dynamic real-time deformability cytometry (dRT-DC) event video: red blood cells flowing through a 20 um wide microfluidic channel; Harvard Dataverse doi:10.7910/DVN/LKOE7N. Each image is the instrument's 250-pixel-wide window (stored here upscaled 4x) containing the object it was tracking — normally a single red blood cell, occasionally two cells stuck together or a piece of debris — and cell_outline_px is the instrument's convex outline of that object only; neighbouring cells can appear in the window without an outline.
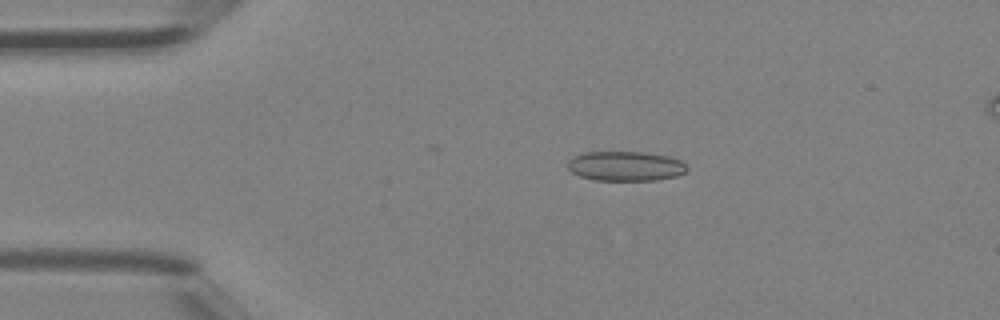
{"species": "Egyptian fruit bat (a non-hibernating species)", "species_latin": "Rousettus aegyptiacus", "temperature_condition": "room temperature", "stored_images_in_passage": 45, "camera_frame_rate_fps": 3000, "um_per_image_px": 0.085, "animal": {"sex": "female"}, "frame": {"image": 1, "passage_image": 9, "time_ms": 2.667, "image_size_px": [1000, 320], "cell_outline_px": [[688, 168], [684, 172], [672, 176], [652, 180], [596, 180], [580, 176], [572, 172], [568, 168], [568, 164], [576, 156], [588, 152], [636, 152], [664, 156], [676, 160], [684, 164]], "centroid_in_image_um": [53.12, 14.13], "position_along_channel_um": 31.9, "area_um2": 19.77}}
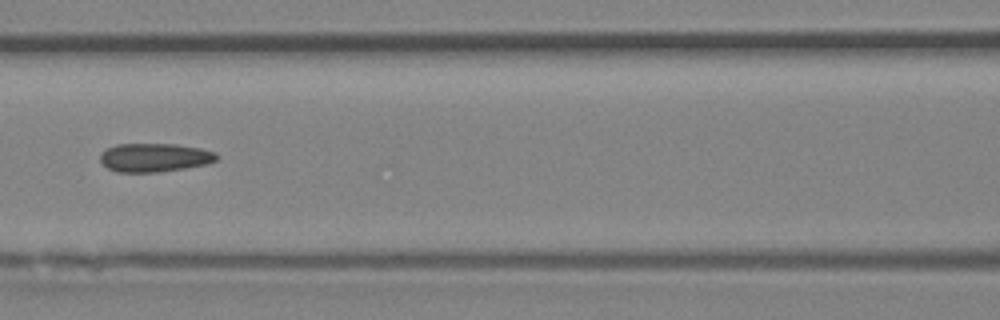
{"frame": {"image": 2, "passage_image": 20, "time_ms": 6.333, "image_size_px": [1000, 320], "cell_outline_px": [[216, 160], [204, 164], [180, 168], [152, 172], [120, 172], [108, 168], [100, 160], [100, 156], [108, 148], [120, 144], [172, 144], [196, 148], [212, 152], [216, 156]], "centroid_in_image_um": [13.06, 13.39], "position_along_channel_um": 153.5, "area_um2": 18.55}}
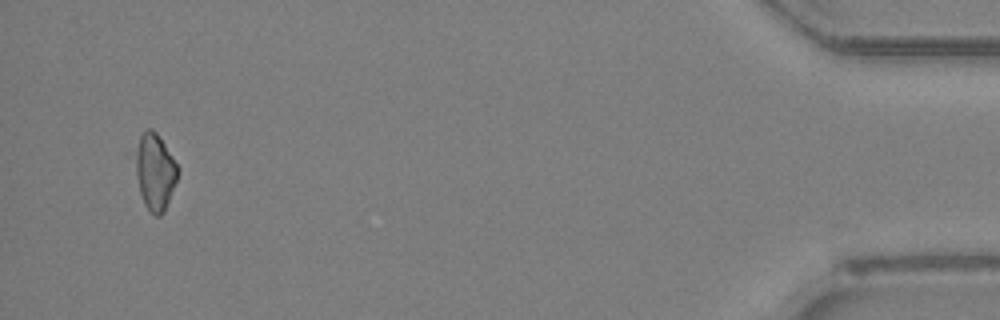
{"frame": {"image": 3, "passage_image": 43, "time_ms": 14.0, "image_size_px": [1000, 320], "cell_outline_px": [[176, 180], [168, 200], [160, 216], [156, 216], [148, 208], [140, 192], [136, 172], [136, 160], [140, 136], [148, 128], [152, 128], [156, 132], [164, 144], [176, 164]], "centroid_in_image_um": [13.16, 14.57], "position_along_channel_um": 422.0, "area_um2": 17.63}, "authors_computed_cell_mechanics": {"area_um2": 18.3226, "velocity_mm_per_s": 4.5946, "shape_relaxation_time_tau1_ms": 6.1464, "shape_relaxation_time_tau2_ms": 1.7839, "deformation_change_tau1": 0.1335, "deformation_change_tau2": 0.0943}}